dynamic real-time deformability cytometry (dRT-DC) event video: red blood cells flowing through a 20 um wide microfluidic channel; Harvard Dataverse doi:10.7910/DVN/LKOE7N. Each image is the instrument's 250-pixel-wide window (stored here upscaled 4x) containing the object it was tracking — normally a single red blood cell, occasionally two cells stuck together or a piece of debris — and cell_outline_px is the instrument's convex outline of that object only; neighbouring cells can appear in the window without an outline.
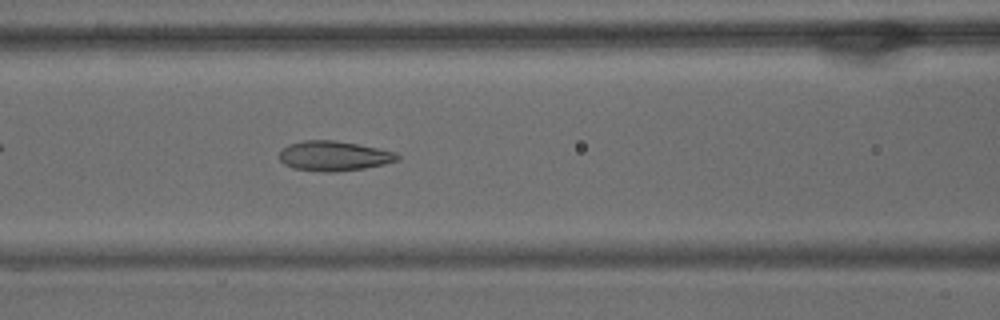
{"species": "common noctule bat (a hibernating species)", "species_latin": "Nyctalus noctula", "temperature_condition": "warm", "stored_images_in_passage": 56, "camera_frame_rate_fps": 3000, "um_per_image_px": 0.085, "animal": {"sex": "male", "body_mass_g": 15.6}, "frame": {"image": 1, "passage_image": 23, "time_ms": 7.333, "image_size_px": [1000, 320], "cell_outline_px": [[400, 160], [384, 164], [364, 168], [336, 172], [324, 172], [292, 168], [284, 164], [280, 160], [280, 148], [288, 144], [304, 140], [336, 140], [396, 152], [400, 156]], "centroid_in_image_um": [28.36, 13.25], "position_along_channel_um": 138.2, "area_um2": 20.63}}
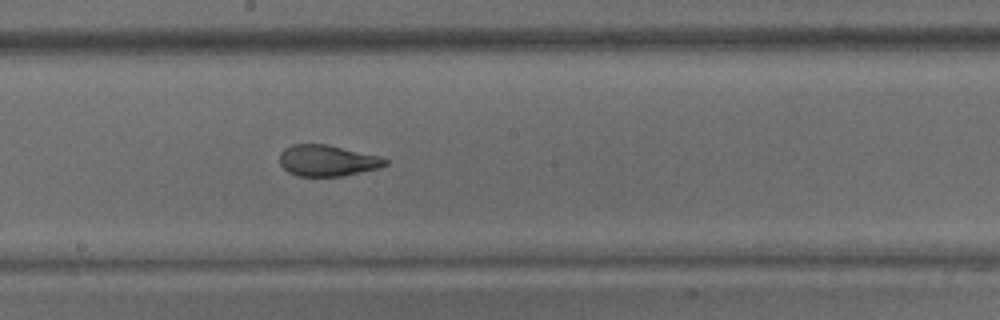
{"frame": {"image": 2, "passage_image": 30, "time_ms": 9.667, "image_size_px": [1000, 320], "cell_outline_px": [[388, 164], [380, 168], [344, 176], [296, 176], [288, 172], [280, 164], [280, 152], [284, 148], [292, 144], [328, 144], [380, 156], [388, 160]], "centroid_in_image_um": [27.84, 13.65], "position_along_channel_um": 220.4, "area_um2": 19.42}}
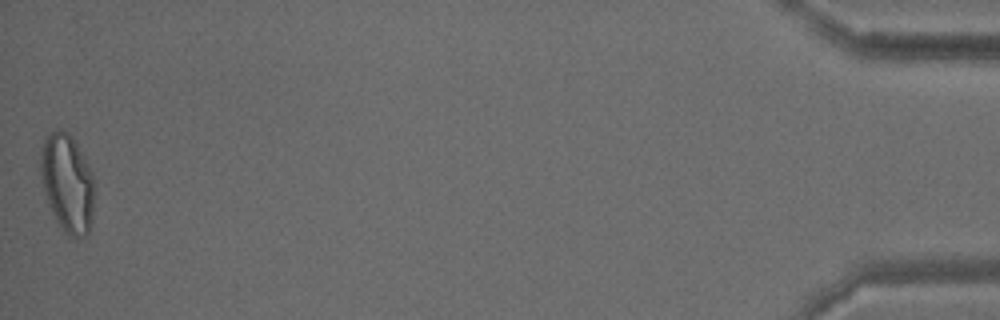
{"frame": {"image": 3, "passage_image": 56, "time_ms": 18.333, "image_size_px": [1000, 320], "cell_outline_px": [[92, 216], [88, 236], [68, 236], [64, 232], [56, 220], [48, 204], [44, 192], [40, 172], [40, 148], [44, 140], [56, 128], [60, 128], [68, 132], [72, 136], [92, 172]], "centroid_in_image_um": [5.69, 15.54], "position_along_channel_um": 429.5, "area_um2": 30.58}, "authors_computed_cell_mechanics": {"area_um2": 22.8599, "velocity_mm_per_s": 3.52, "shape_relaxation_time_tau1_ms": null, "shape_relaxation_time_tau2_ms": 1.2036, "deformation_change_tau1": null, "deformation_change_tau2": 0.0711}}